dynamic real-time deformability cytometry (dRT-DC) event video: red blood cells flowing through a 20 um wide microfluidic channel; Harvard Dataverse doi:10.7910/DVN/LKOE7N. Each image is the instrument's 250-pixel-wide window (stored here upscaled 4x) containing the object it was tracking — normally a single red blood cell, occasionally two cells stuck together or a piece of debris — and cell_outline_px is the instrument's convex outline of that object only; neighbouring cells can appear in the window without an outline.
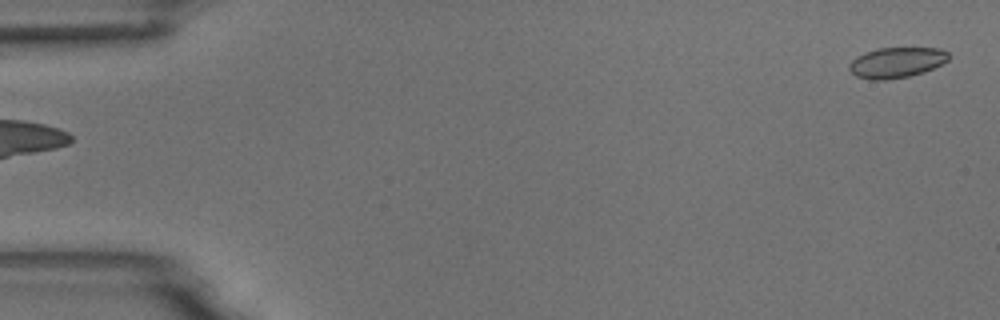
{"species": "common noctule bat (a hibernating species)", "species_latin": "Nyctalus noctula", "temperature_condition": "room temperature", "stored_images_in_passage": 4, "segment_of_instrument_passage": [2, 2], "camera_frame_rate_fps": 3000, "um_per_image_px": 0.085, "animal": {"sex": "male", "body_mass_g": 18.8}, "frame": {"image": 1, "passage_image": 4, "time_ms": 1.0, "image_size_px": [1000, 320], "cell_outline_px": [[948, 60], [924, 72], [908, 76], [884, 80], [872, 80], [856, 76], [848, 68], [848, 64], [856, 56], [864, 52], [876, 48], [940, 48], [948, 52]], "centroid_in_image_um": [76.16, 5.3], "position_along_channel_um": 8.8, "area_um2": 17.63}}